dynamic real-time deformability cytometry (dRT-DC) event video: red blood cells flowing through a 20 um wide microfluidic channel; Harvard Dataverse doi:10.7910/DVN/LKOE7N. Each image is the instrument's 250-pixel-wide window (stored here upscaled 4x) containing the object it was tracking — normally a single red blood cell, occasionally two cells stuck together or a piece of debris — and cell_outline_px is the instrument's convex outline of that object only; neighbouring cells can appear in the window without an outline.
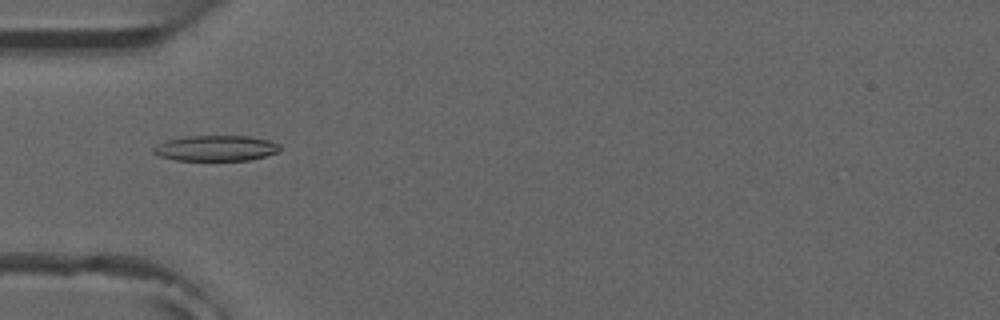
{"species": "common noctule bat (a hibernating species)", "species_latin": "Nyctalus noctula", "temperature_condition": "room temperature", "stored_images_in_passage": 5, "camera_frame_rate_fps": 3000, "um_per_image_px": 0.085, "animal": {"sex": "male", "forearm_length_mm": 52.5}, "frame": {"image": 1, "passage_image": 3, "time_ms": 2.667, "image_size_px": [1000, 320], "cell_outline_px": [[280, 152], [248, 160], [176, 160], [160, 156], [152, 152], [152, 148], [156, 144], [168, 140], [188, 136], [248, 136], [268, 140], [280, 144]], "centroid_in_image_um": [18.35, 12.59], "position_along_channel_um": 66.6, "area_um2": 18.79}}
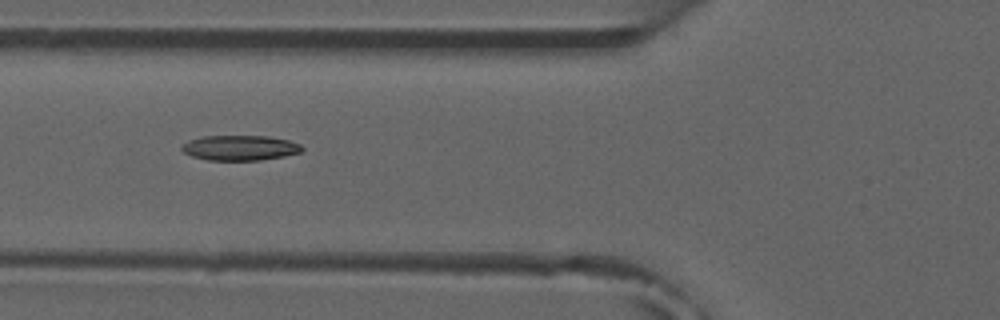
{"frame": {"image": 2, "passage_image": 4, "time_ms": 3.667, "image_size_px": [1000, 320], "cell_outline_px": [[304, 148], [300, 152], [284, 156], [260, 160], [208, 160], [192, 156], [184, 152], [180, 148], [180, 144], [188, 140], [200, 136], [268, 136], [288, 140], [300, 144]], "centroid_in_image_um": [20.35, 12.56], "position_along_channel_um": 105.4, "area_um2": 17.69}}
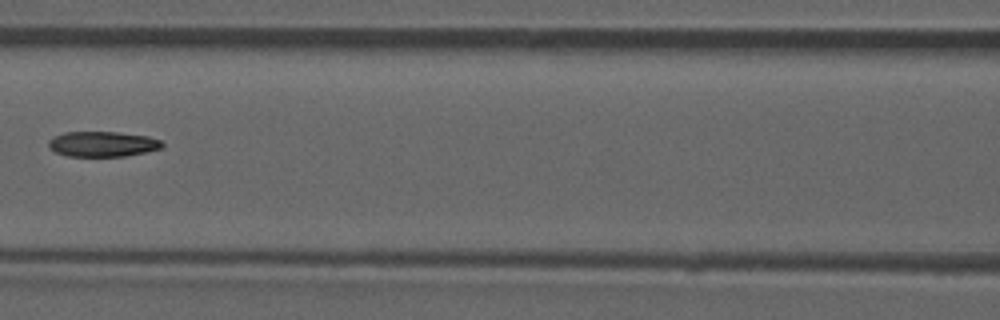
{"frame": {"image": 3, "passage_image": 5, "time_ms": 5.0, "image_size_px": [1000, 320], "cell_outline_px": [[164, 144], [160, 148], [144, 152], [124, 156], [68, 156], [56, 152], [48, 148], [48, 140], [64, 132], [116, 132], [148, 136], [160, 140]], "centroid_in_image_um": [8.69, 12.24], "position_along_channel_um": 157.9, "area_um2": 16.59}}